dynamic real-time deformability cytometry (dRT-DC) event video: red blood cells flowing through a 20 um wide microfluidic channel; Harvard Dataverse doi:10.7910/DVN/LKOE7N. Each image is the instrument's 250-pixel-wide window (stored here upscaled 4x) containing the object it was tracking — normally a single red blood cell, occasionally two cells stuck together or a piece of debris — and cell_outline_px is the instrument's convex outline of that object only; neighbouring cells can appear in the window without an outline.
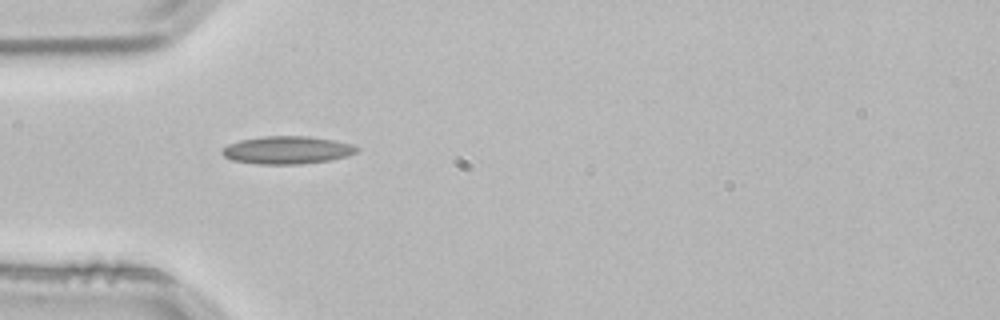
{"species": "common noctule bat (a hibernating species)", "species_latin": "Nyctalus noctula", "temperature_condition": "room temperature", "stored_images_in_passage": 1, "camera_frame_rate_fps": 3000, "um_per_image_px": 0.085, "animal": {"sex": "male", "body_mass_g": 21.5, "forearm_length_mm": 52.0}, "frame": {"image": 1, "passage_image": 1, "time_ms": 0.0, "image_size_px": [1000, 320], "cell_outline_px": [[360, 148], [356, 152], [348, 156], [328, 160], [300, 164], [256, 164], [232, 160], [224, 156], [220, 152], [228, 144], [240, 140], [260, 136], [312, 136], [332, 140], [348, 144]], "centroid_in_image_um": [24.37, 12.75], "position_along_channel_um": 60.6, "area_um2": 21.73}}